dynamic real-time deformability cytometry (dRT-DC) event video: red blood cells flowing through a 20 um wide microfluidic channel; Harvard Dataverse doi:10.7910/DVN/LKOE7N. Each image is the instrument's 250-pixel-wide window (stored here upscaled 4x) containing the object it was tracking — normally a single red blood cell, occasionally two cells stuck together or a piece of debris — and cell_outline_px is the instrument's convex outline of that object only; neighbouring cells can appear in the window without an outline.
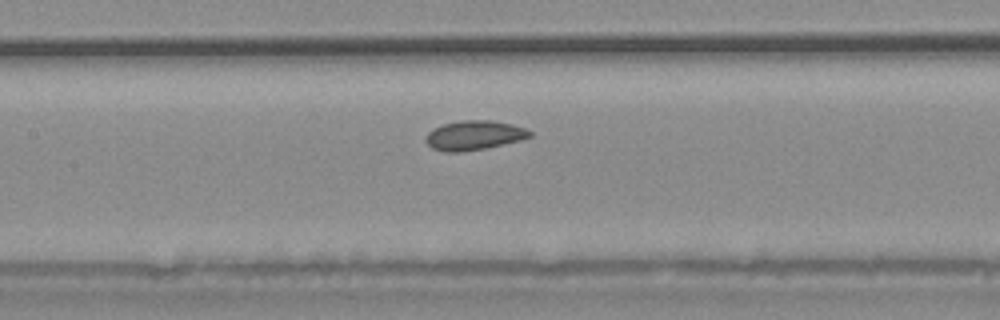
{"species": "common noctule bat (a hibernating species)", "species_latin": "Nyctalus noctula", "temperature_condition": "warm", "stored_images_in_passage": 37, "camera_frame_rate_fps": 3000, "um_per_image_px": 0.085, "animal": {"sex": "male", "body_mass_g": 20.4}, "frame": {"image": 1, "passage_image": 16, "time_ms": 5.0, "image_size_px": [1000, 320], "cell_outline_px": [[532, 136], [520, 140], [484, 148], [460, 152], [444, 152], [432, 148], [424, 140], [428, 132], [444, 124], [460, 120], [488, 120], [512, 124], [524, 128], [532, 132]], "centroid_in_image_um": [40.28, 11.5], "position_along_channel_um": 167.1, "area_um2": 17.63}}